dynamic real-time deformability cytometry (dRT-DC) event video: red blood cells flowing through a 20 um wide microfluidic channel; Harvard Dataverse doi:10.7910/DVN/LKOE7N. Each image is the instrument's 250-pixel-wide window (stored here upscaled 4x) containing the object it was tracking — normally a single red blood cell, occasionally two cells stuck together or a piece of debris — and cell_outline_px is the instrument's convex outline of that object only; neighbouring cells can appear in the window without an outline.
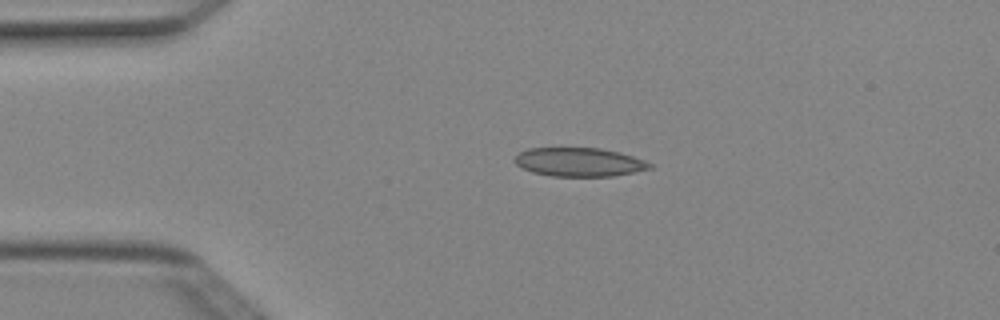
{"species": "Egyptian fruit bat (a non-hibernating species)", "species_latin": "Rousettus aegyptiacus", "temperature_condition": "cold", "stored_images_in_passage": 2, "camera_frame_rate_fps": 3000, "um_per_image_px": 0.085, "animal": {"sex": "female"}, "frame": {"image": 1, "passage_image": 1, "time_ms": 0.0, "image_size_px": [1000, 320], "cell_outline_px": [[652, 168], [612, 176], [552, 176], [532, 172], [516, 164], [512, 160], [520, 152], [528, 148], [600, 148], [620, 152], [644, 160], [652, 164]], "centroid_in_image_um": [49.21, 13.77], "position_along_channel_um": 35.8, "area_um2": 22.48}}